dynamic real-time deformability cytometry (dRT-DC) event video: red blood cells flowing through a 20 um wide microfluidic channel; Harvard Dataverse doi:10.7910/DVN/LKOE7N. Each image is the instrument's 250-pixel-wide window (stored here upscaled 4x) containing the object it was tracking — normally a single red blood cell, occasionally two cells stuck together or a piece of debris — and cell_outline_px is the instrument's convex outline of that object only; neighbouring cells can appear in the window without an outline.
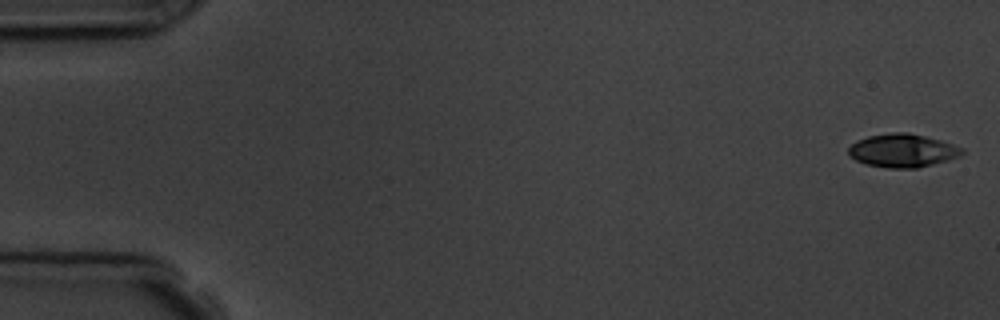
{"species": "common noctule bat (a hibernating species)", "species_latin": "Nyctalus noctula", "temperature_condition": "room temperature", "stored_images_in_passage": 4, "camera_frame_rate_fps": 3000, "um_per_image_px": 0.085, "animal": {"sex": "male", "body_mass_g": 19.5, "forearm_length_mm": 54.6}, "frame": {"image": 1, "passage_image": 1, "time_ms": 0.0, "image_size_px": [1000, 320], "cell_outline_px": [[964, 152], [960, 156], [948, 160], [916, 168], [888, 168], [864, 164], [848, 156], [848, 148], [856, 140], [868, 136], [892, 132], [908, 132], [940, 140], [964, 148]], "centroid_in_image_um": [76.69, 12.8], "position_along_channel_um": 8.3, "area_um2": 22.14}}